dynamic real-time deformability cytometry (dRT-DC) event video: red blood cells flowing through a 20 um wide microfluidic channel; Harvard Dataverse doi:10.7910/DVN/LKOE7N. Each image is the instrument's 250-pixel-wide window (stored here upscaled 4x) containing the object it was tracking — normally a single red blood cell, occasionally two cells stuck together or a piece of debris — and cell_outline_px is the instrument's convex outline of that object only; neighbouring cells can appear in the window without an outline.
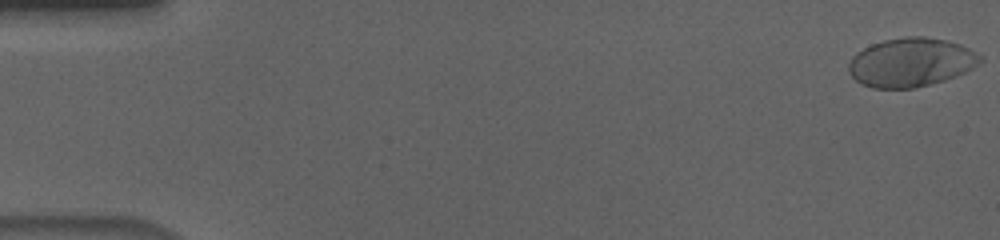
{"species": "human", "species_latin": "Homo sapiens", "temperature_condition": "cold", "stored_images_in_passage": 56, "camera_frame_rate_fps": 3000, "um_per_image_px": 0.085, "donor": {"sex": "male"}, "frame": {"image": 1, "passage_image": 1, "time_ms": 0.0, "image_size_px": [1000, 240], "cell_outline_px": [[984, 60], [980, 64], [964, 72], [944, 80], [912, 88], [872, 88], [856, 80], [848, 72], [848, 64], [852, 56], [856, 52], [872, 44], [884, 40], [904, 36], [924, 36], [948, 40], [960, 44], [984, 56]], "centroid_in_image_um": [77.44, 5.28], "position_along_channel_um": 7.6, "area_um2": 37.51}}
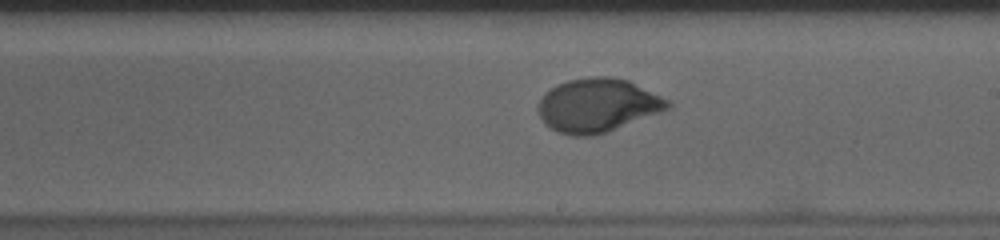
{"frame": {"image": 2, "passage_image": 33, "time_ms": 10.667, "image_size_px": [1000, 240], "cell_outline_px": [[672, 108], [608, 132], [592, 136], [572, 136], [556, 132], [544, 124], [536, 108], [544, 92], [556, 84], [568, 80], [592, 76], [612, 76], [628, 80], [672, 100]], "centroid_in_image_um": [50.81, 8.95], "position_along_channel_um": 238.2, "area_um2": 41.27}}
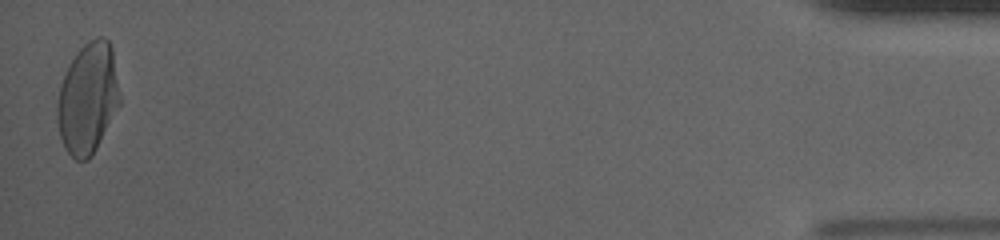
{"frame": {"image": 3, "passage_image": 56, "time_ms": 18.333, "image_size_px": [1000, 240], "cell_outline_px": [[120, 104], [92, 156], [88, 160], [76, 160], [64, 148], [60, 136], [56, 120], [56, 104], [60, 84], [68, 64], [76, 52], [88, 40], [96, 36], [104, 36], [108, 40], [112, 48], [120, 96]], "centroid_in_image_um": [7.44, 8.34], "position_along_channel_um": 427.8, "area_um2": 40.75}, "authors_computed_cell_mechanics": {"area_um2": 38.7838, "velocity_mm_per_s": 3.6314, "shape_relaxation_time_tau1_ms": 4.0909, "shape_relaxation_time_tau2_ms": null, "deformation_change_tau1": 0.1682, "deformation_change_tau2": null}}